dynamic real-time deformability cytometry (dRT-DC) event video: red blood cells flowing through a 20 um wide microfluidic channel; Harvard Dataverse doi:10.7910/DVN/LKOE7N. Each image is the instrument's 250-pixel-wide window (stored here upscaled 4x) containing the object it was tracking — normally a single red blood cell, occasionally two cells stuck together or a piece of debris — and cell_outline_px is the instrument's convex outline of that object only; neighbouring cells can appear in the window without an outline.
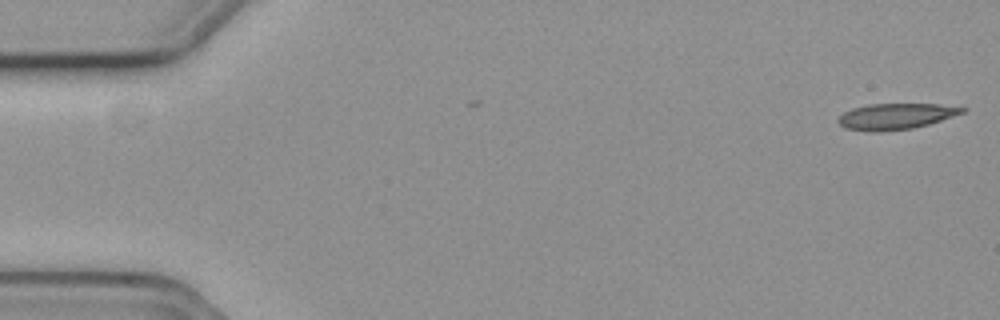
{"species": "common noctule bat (a hibernating species)", "species_latin": "Nyctalus noctula", "temperature_condition": "cold", "stored_images_in_passage": 3, "camera_frame_rate_fps": 3000, "um_per_image_px": 0.085, "animal": {"sex": "female", "body_mass_g": 19.3, "forearm_length_mm": 54.1}, "frame": {"image": 1, "passage_image": 1, "time_ms": 0.0, "image_size_px": [1000, 320], "cell_outline_px": [[968, 108], [964, 112], [928, 124], [912, 128], [880, 132], [868, 132], [844, 128], [836, 120], [844, 112], [852, 108], [868, 104], [940, 104]], "centroid_in_image_um": [76.09, 9.89], "position_along_channel_um": 8.9, "area_um2": 18.79}}